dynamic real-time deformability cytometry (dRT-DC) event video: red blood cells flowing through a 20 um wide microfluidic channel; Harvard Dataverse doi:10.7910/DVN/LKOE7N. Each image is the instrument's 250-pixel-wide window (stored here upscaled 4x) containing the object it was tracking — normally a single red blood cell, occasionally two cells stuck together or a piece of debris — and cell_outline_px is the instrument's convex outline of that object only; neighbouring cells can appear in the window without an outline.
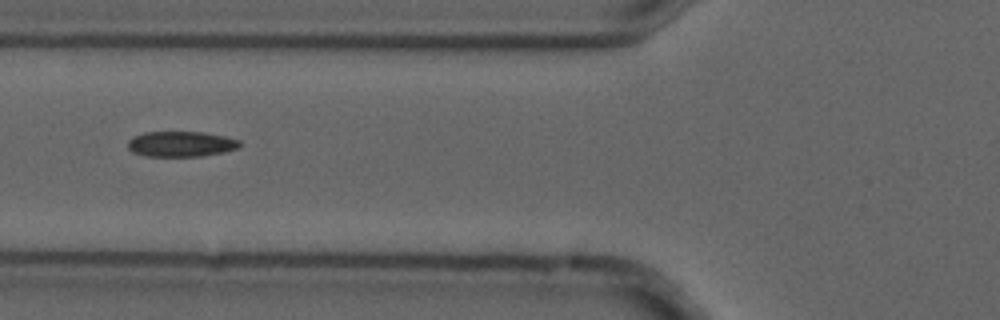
{"species": "common noctule bat (a hibernating species)", "species_latin": "Nyctalus noctula", "temperature_condition": "cold", "stored_images_in_passage": 7, "camera_frame_rate_fps": 3000, "um_per_image_px": 0.085, "animal": {"sex": "male", "forearm_length_mm": 52.5}, "frame": {"image": 1, "passage_image": 6, "time_ms": 1.667, "image_size_px": [1000, 320], "cell_outline_px": [[240, 148], [224, 152], [200, 156], [148, 156], [132, 152], [128, 148], [128, 140], [132, 136], [144, 132], [204, 132], [224, 136], [240, 140]], "centroid_in_image_um": [15.38, 12.23], "position_along_channel_um": 110.4, "area_um2": 16.65}}
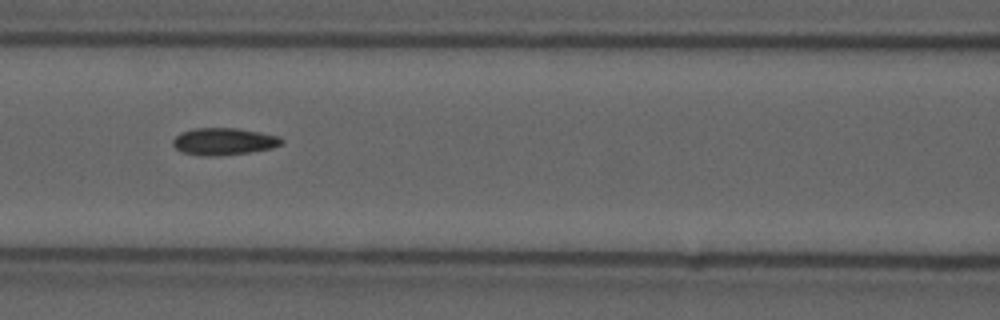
{"frame": {"image": 2, "passage_image": 7, "time_ms": 2.0, "image_size_px": [1000, 320], "cell_outline_px": [[284, 144], [272, 148], [248, 152], [216, 156], [204, 156], [180, 152], [172, 144], [172, 140], [176, 136], [184, 132], [196, 128], [236, 128], [260, 132], [280, 136], [284, 140]], "centroid_in_image_um": [19.05, 12.03], "position_along_channel_um": 147.5, "area_um2": 17.17}}